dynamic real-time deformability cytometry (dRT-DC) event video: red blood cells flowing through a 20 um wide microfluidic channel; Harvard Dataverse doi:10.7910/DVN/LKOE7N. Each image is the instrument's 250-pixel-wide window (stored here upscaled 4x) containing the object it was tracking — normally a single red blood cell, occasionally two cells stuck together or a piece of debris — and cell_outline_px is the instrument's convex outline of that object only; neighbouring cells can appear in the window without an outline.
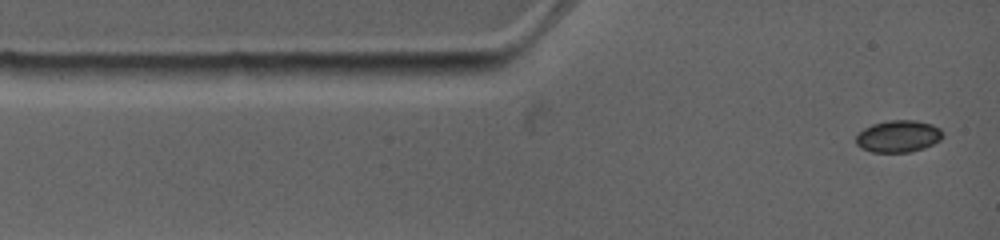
{"species": "common noctule bat (a hibernating species)", "species_latin": "Nyctalus noctula", "temperature_condition": "warm", "stored_images_in_passage": 7, "camera_frame_rate_fps": 4500, "um_per_image_px": 0.085, "animal": {"sex": "female", "body_mass_g": 19.0, "forearm_length_mm": 53.3}, "frame": {"image": 1, "passage_image": 1, "time_ms": 0.0, "image_size_px": [1000, 240], "cell_outline_px": [[944, 136], [940, 140], [924, 148], [912, 152], [872, 152], [860, 148], [856, 144], [856, 136], [864, 128], [872, 124], [892, 120], [916, 120], [932, 124], [940, 128], [944, 132]], "centroid_in_image_um": [76.38, 11.58], "position_along_channel_um": 8.6, "area_um2": 16.3}}
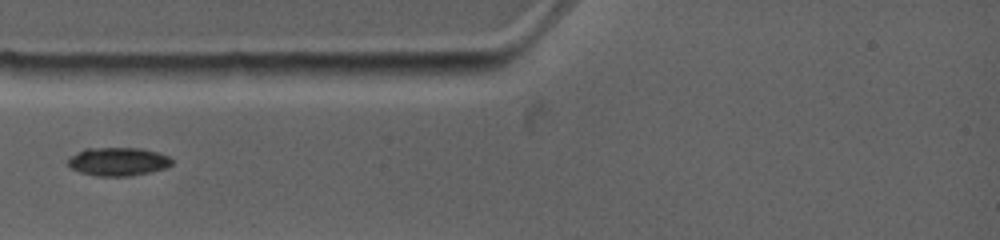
{"frame": {"image": 2, "passage_image": 4, "time_ms": 2.667, "image_size_px": [1000, 240], "cell_outline_px": [[172, 164], [164, 168], [152, 172], [128, 176], [96, 176], [80, 172], [72, 168], [68, 164], [68, 156], [84, 148], [140, 148], [156, 152], [168, 156], [172, 160]], "centroid_in_image_um": [10.0, 13.73], "position_along_channel_um": 75.0, "area_um2": 17.22}}
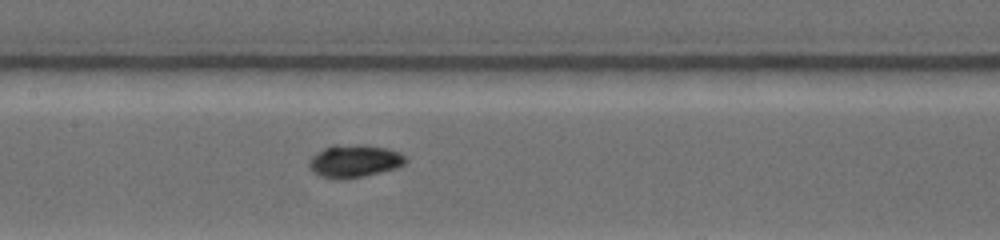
{"frame": {"image": 3, "passage_image": 7, "time_ms": 5.333, "image_size_px": [1000, 240], "cell_outline_px": [[408, 160], [404, 164], [396, 168], [364, 176], [344, 180], [336, 180], [312, 172], [308, 168], [308, 160], [316, 152], [332, 144], [364, 144], [388, 148], [400, 152], [408, 156]], "centroid_in_image_um": [30.12, 13.67], "position_along_channel_um": 177.3, "area_um2": 18.96}}